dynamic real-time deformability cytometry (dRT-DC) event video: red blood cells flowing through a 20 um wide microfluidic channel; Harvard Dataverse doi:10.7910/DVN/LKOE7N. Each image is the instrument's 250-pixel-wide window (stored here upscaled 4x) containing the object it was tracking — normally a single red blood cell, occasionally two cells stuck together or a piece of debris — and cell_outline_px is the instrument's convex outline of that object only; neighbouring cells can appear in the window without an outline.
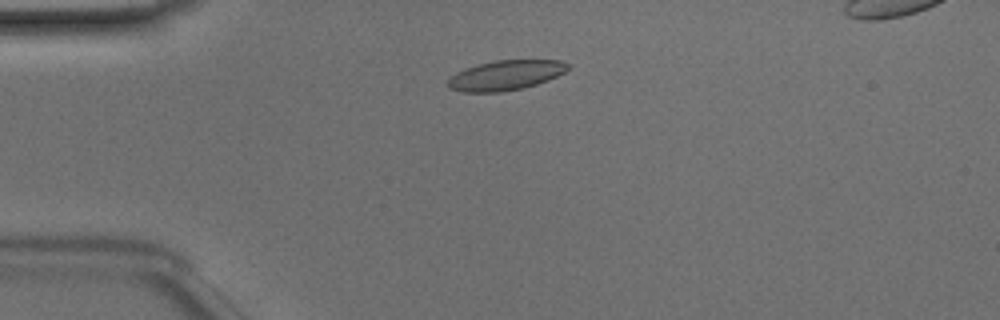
{"species": "Egyptian fruit bat (a non-hibernating species)", "species_latin": "Rousettus aegyptiacus", "temperature_condition": "room temperature", "stored_images_in_passage": 40, "camera_frame_rate_fps": 3000, "um_per_image_px": 0.085, "animal": {"sex": "male"}, "frame": {"image": 1, "passage_image": 3, "time_ms": 0.667, "image_size_px": [1000, 320], "cell_outline_px": [[572, 68], [548, 80], [524, 88], [500, 92], [464, 92], [448, 88], [448, 80], [456, 72], [464, 68], [476, 64], [496, 60], [560, 60], [572, 64]], "centroid_in_image_um": [43.0, 6.39], "position_along_channel_um": 42.0, "area_um2": 21.1}}
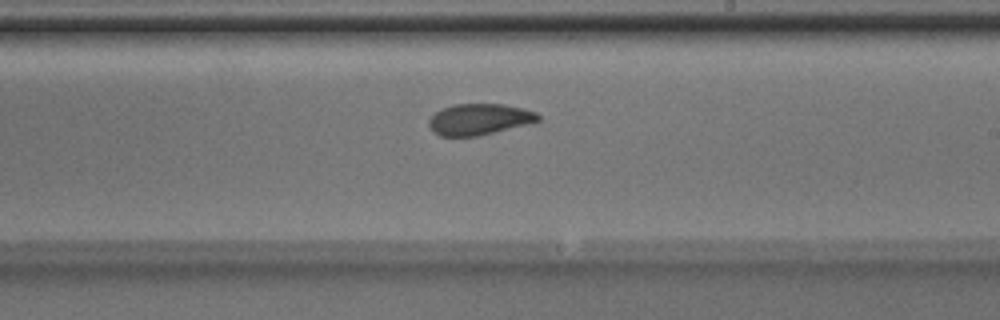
{"frame": {"image": 2, "passage_image": 20, "time_ms": 6.333, "image_size_px": [1000, 320], "cell_outline_px": [[540, 120], [476, 136], [440, 136], [432, 132], [428, 124], [428, 120], [440, 108], [452, 104], [504, 104], [536, 112], [540, 116]], "centroid_in_image_um": [40.65, 10.13], "position_along_channel_um": 248.3, "area_um2": 19.59}}
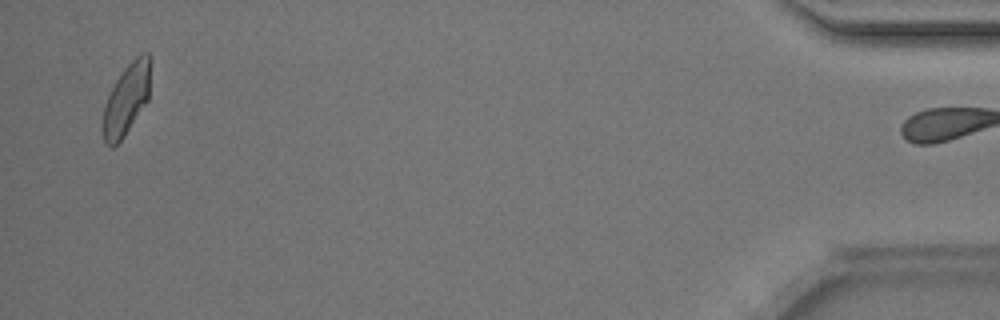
{"frame": {"image": 3, "passage_image": 39, "time_ms": 12.667, "image_size_px": [1000, 320], "cell_outline_px": [[152, 60], [148, 100], [124, 136], [112, 148], [104, 144], [100, 124], [104, 104], [116, 80], [124, 68], [140, 52], [148, 52], [152, 56]], "centroid_in_image_um": [10.74, 8.42], "position_along_channel_um": 424.5, "area_um2": 20.35}, "authors_computed_cell_mechanics": {"area_um2": 20.4612, "velocity_mm_per_s": 4.1103, "shape_relaxation_time_tau1_ms": 3.2535, "shape_relaxation_time_tau2_ms": 1.8218, "deformation_change_tau1": 0.1046, "deformation_change_tau2": 0.0703}}